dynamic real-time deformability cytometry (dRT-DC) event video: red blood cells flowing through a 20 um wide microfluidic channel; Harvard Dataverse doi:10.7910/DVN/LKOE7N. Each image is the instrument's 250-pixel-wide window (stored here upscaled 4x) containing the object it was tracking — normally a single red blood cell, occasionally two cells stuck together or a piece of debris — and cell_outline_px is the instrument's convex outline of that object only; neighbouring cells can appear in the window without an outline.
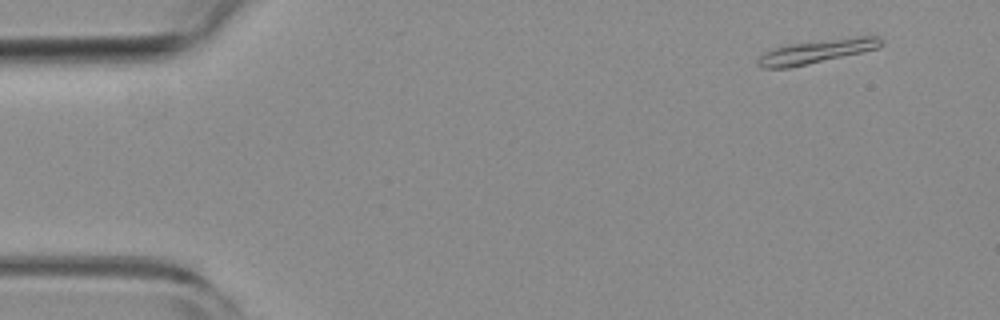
{"species": "common noctule bat (a hibernating species)", "species_latin": "Nyctalus noctula", "temperature_condition": "room temperature", "stored_images_in_passage": 12, "camera_frame_rate_fps": 3000, "um_per_image_px": 0.085, "animal": {"sex": "female", "body_mass_g": 19.3, "forearm_length_mm": 54.1}, "frame": {"image": 1, "passage_image": 4, "time_ms": 1.0, "image_size_px": [1000, 320], "cell_outline_px": [[884, 44], [876, 48], [860, 52], [788, 68], [764, 68], [756, 64], [756, 60], [764, 52], [772, 48], [788, 44], [860, 36], [880, 36], [884, 40]], "centroid_in_image_um": [69.37, 4.36], "position_along_channel_um": 15.6, "area_um2": 16.7}}